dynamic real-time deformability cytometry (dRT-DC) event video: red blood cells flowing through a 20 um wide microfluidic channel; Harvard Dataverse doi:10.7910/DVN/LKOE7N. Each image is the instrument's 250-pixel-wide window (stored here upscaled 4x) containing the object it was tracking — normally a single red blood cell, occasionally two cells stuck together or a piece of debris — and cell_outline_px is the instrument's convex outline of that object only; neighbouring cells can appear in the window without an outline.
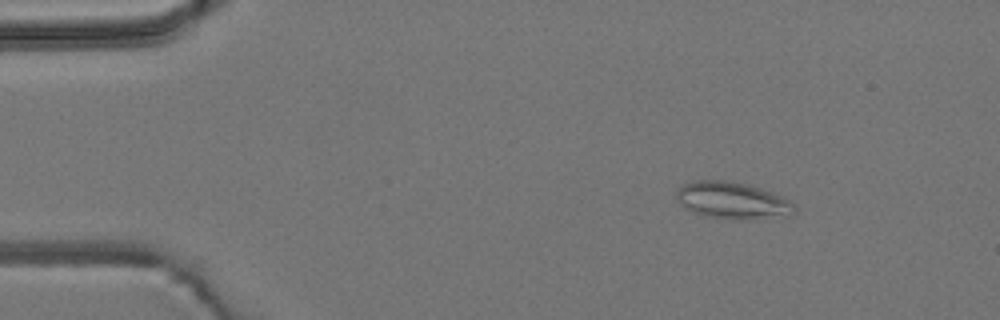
{"species": "common noctule bat (a hibernating species)", "species_latin": "Nyctalus noctula", "temperature_condition": "room temperature", "stored_images_in_passage": 4, "camera_frame_rate_fps": 3000, "um_per_image_px": 0.085, "animal": {"sex": "male", "body_mass_g": 19.2, "forearm_length_mm": 51.8}, "frame": {"image": 1, "passage_image": 2, "time_ms": 1.0, "image_size_px": [1000, 320], "cell_outline_px": [[796, 212], [788, 216], [744, 220], [728, 220], [708, 216], [684, 208], [676, 200], [676, 188], [680, 184], [696, 180], [732, 180], [760, 188], [772, 192], [796, 204]], "centroid_in_image_um": [62.24, 17.04], "position_along_channel_um": 22.8, "area_um2": 25.89}}